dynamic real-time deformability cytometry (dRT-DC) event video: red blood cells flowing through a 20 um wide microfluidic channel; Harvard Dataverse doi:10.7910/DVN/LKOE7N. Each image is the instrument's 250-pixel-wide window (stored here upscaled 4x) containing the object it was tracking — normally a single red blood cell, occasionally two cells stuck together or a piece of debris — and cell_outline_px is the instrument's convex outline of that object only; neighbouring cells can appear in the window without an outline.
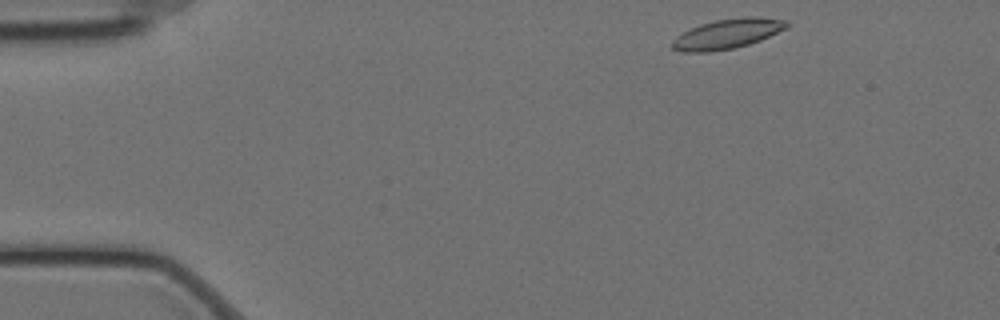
{"species": "Egyptian fruit bat (a non-hibernating species)", "species_latin": "Rousettus aegyptiacus", "temperature_condition": "cold", "stored_images_in_passage": 7, "camera_frame_rate_fps": 3000, "um_per_image_px": 0.085, "animal": {"sex": "female"}, "frame": {"image": 1, "passage_image": 1, "time_ms": 0.0, "image_size_px": [1000, 320], "cell_outline_px": [[792, 24], [788, 28], [760, 40], [748, 44], [732, 48], [712, 52], [680, 52], [672, 48], [672, 40], [684, 32], [700, 24], [716, 20], [744, 16], [756, 16], [788, 20]], "centroid_in_image_um": [61.88, 2.86], "position_along_channel_um": 23.1, "area_um2": 20.0}}